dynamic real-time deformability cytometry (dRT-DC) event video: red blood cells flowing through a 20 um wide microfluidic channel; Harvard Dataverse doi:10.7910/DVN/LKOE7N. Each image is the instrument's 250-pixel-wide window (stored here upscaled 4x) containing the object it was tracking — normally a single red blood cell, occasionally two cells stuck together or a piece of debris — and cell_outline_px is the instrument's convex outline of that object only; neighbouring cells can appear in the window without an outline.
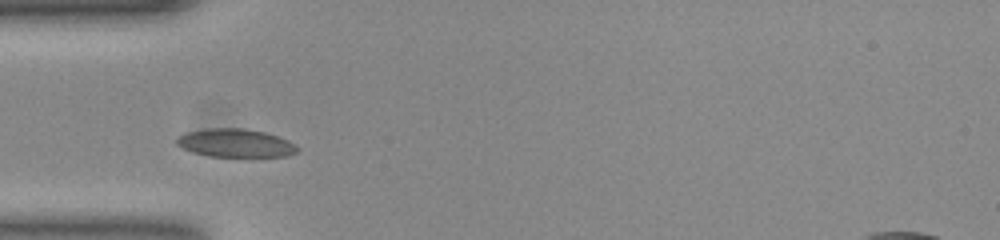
{"species": "common noctule bat (a hibernating species)", "species_latin": "Nyctalus noctula", "temperature_condition": "room temperature", "stored_images_in_passage": 42, "camera_frame_rate_fps": 3000, "um_per_image_px": 0.085, "animal": {"sex": "female", "body_mass_g": 23.0, "forearm_length_mm": 53.4}, "frame": {"image": 1, "passage_image": 7, "time_ms": 2.0, "image_size_px": [1000, 240], "cell_outline_px": [[300, 148], [296, 152], [288, 156], [212, 156], [196, 152], [184, 148], [176, 144], [176, 140], [180, 136], [188, 132], [204, 128], [244, 128], [264, 132], [288, 140]], "centroid_in_image_um": [20.05, 12.15], "position_along_channel_um": 65.0, "area_um2": 19.54}}
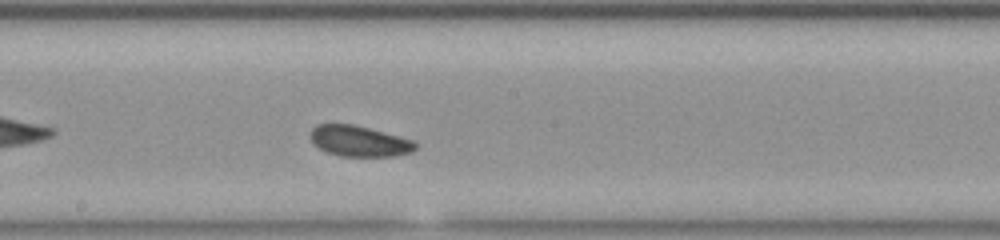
{"frame": {"image": 2, "passage_image": 19, "time_ms": 6.0, "image_size_px": [1000, 240], "cell_outline_px": [[416, 148], [412, 152], [392, 156], [340, 156], [328, 152], [312, 144], [308, 136], [312, 128], [316, 124], [352, 124], [416, 140]], "centroid_in_image_um": [30.51, 11.99], "position_along_channel_um": 217.7, "area_um2": 18.96}}
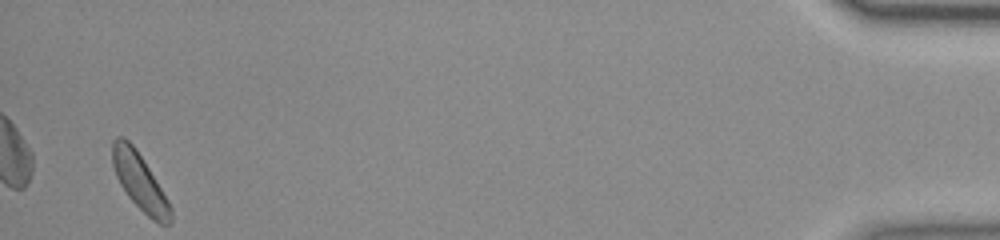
{"frame": {"image": 3, "passage_image": 42, "time_ms": 13.667, "image_size_px": [1000, 240], "cell_outline_px": [[172, 224], [160, 224], [152, 220], [128, 196], [120, 184], [116, 176], [112, 164], [112, 140], [116, 136], [124, 136], [132, 144], [148, 168], [168, 200], [172, 208]], "centroid_in_image_um": [11.87, 15.45], "position_along_channel_um": 423.3, "area_um2": 18.96}, "authors_computed_cell_mechanics": {"area_um2": 19.0451, "velocity_mm_per_s": 3.8289, "shape_relaxation_time_tau1_ms": 1.0806, "shape_relaxation_time_tau2_ms": 3.7905, "deformation_change_tau1": 0.0472, "deformation_change_tau2": 0.0842}}